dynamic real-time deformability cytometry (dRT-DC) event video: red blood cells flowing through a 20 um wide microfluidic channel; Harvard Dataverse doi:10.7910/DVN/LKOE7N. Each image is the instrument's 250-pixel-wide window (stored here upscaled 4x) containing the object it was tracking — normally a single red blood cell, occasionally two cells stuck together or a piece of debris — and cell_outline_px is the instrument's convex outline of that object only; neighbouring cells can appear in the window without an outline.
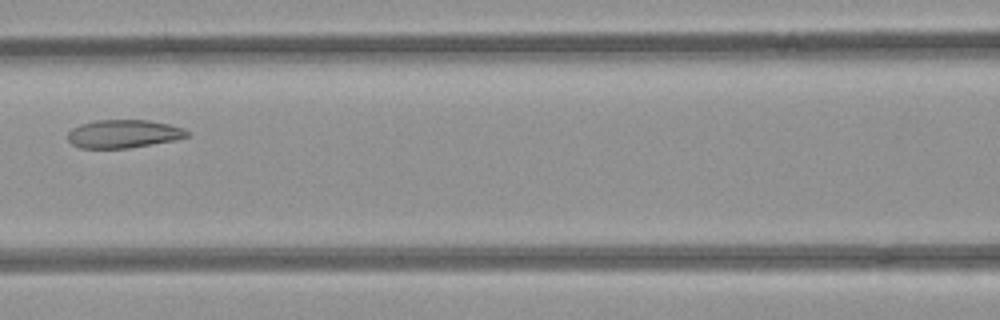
{"species": "common noctule bat (a hibernating species)", "species_latin": "Nyctalus noctula", "temperature_condition": "room temperature", "stored_images_in_passage": 5, "camera_frame_rate_fps": 3000, "um_per_image_px": 0.085, "animal": {"sex": "female", "body_mass_g": 21.9}, "frame": {"image": 1, "passage_image": 5, "time_ms": 1.333, "image_size_px": [1000, 320], "cell_outline_px": [[188, 136], [176, 140], [128, 148], [80, 148], [72, 144], [68, 140], [68, 132], [72, 128], [80, 124], [96, 120], [148, 120], [168, 124], [184, 128], [188, 132]], "centroid_in_image_um": [10.49, 11.37], "position_along_channel_um": 156.1, "area_um2": 19.59}}